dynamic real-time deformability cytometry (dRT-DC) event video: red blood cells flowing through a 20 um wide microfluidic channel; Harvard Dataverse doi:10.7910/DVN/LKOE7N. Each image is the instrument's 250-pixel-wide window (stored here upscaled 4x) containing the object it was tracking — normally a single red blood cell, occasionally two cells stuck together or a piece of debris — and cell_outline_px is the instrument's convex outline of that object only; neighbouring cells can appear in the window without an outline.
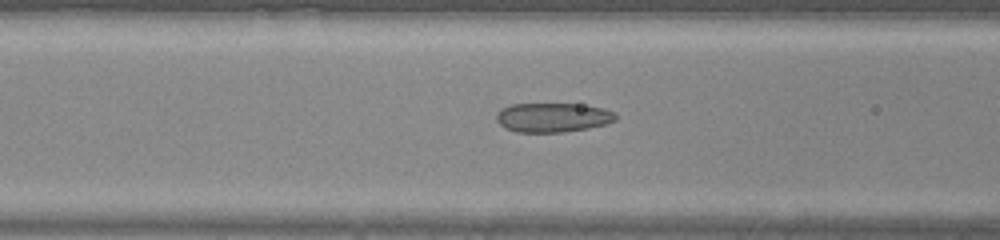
{"species": "common noctule bat (a hibernating species)", "species_latin": "Nyctalus noctula", "temperature_condition": "warm", "stored_images_in_passage": 32, "camera_frame_rate_fps": 3000, "um_per_image_px": 0.085, "animal": {"sex": "male", "body_mass_g": 20.0, "forearm_length_mm": 53.3}, "frame": {"image": 1, "passage_image": 6, "time_ms": 1.667, "image_size_px": [1000, 240], "cell_outline_px": [[616, 120], [604, 124], [588, 128], [564, 132], [516, 132], [504, 128], [496, 120], [496, 112], [500, 108], [512, 104], [580, 104], [604, 108], [612, 112], [616, 116]], "centroid_in_image_um": [46.93, 9.98], "position_along_channel_um": 119.7, "area_um2": 20.4}}
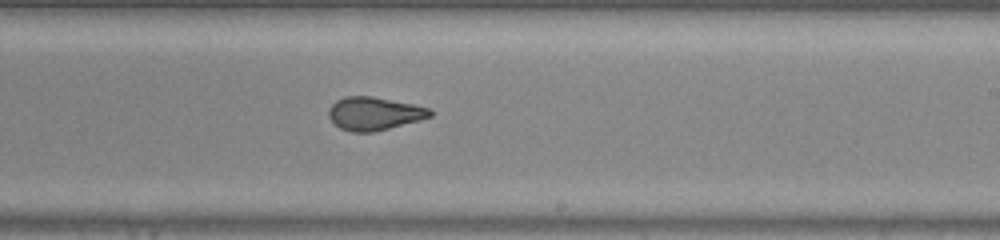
{"frame": {"image": 2, "passage_image": 15, "time_ms": 4.667, "image_size_px": [1000, 240], "cell_outline_px": [[432, 116], [420, 120], [372, 132], [352, 132], [340, 128], [328, 116], [328, 108], [336, 100], [344, 96], [372, 96], [412, 104], [428, 108], [432, 112]], "centroid_in_image_um": [31.77, 9.64], "position_along_channel_um": 257.2, "area_um2": 19.42}}
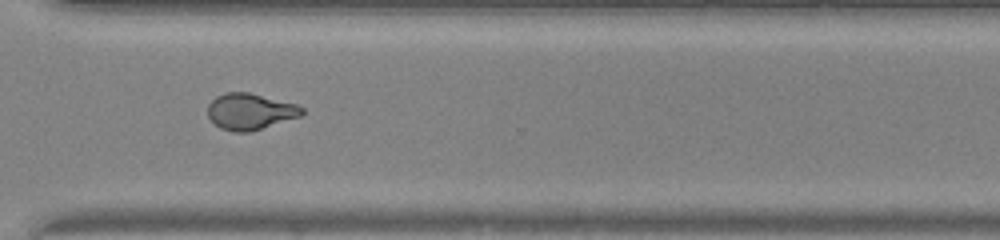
{"frame": {"image": 3, "passage_image": 21, "time_ms": 6.667, "image_size_px": [1000, 240], "cell_outline_px": [[304, 112], [300, 116], [248, 132], [236, 132], [220, 128], [208, 116], [208, 104], [216, 96], [224, 92], [248, 92], [296, 104], [304, 108]], "centroid_in_image_um": [21.24, 9.46], "position_along_channel_um": 349.4, "area_um2": 19.65}}